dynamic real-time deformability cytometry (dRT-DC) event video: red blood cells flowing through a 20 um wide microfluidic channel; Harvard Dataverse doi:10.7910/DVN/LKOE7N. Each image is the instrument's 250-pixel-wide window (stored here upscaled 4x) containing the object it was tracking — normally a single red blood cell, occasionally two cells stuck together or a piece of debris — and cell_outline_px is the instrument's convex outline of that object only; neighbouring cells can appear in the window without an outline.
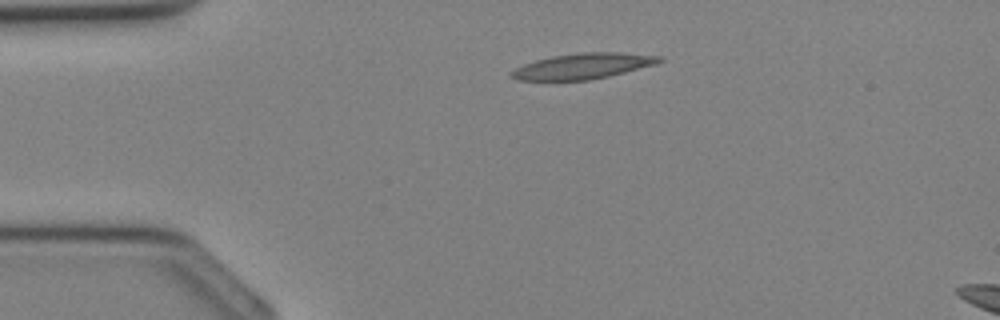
{"species": "Egyptian fruit bat (a non-hibernating species)", "species_latin": "Rousettus aegyptiacus", "temperature_condition": "cold", "stored_images_in_passage": 4, "camera_frame_rate_fps": 3000, "um_per_image_px": 0.085, "animal": {"sex": "female"}, "frame": {"image": 1, "passage_image": 1, "time_ms": 0.0, "image_size_px": [1000, 320], "cell_outline_px": [[664, 60], [656, 64], [608, 76], [588, 80], [516, 80], [508, 76], [508, 72], [524, 64], [536, 60], [552, 56], [580, 52], [620, 52], [660, 56]], "centroid_in_image_um": [49.51, 5.61], "position_along_channel_um": 35.5, "area_um2": 22.08}}